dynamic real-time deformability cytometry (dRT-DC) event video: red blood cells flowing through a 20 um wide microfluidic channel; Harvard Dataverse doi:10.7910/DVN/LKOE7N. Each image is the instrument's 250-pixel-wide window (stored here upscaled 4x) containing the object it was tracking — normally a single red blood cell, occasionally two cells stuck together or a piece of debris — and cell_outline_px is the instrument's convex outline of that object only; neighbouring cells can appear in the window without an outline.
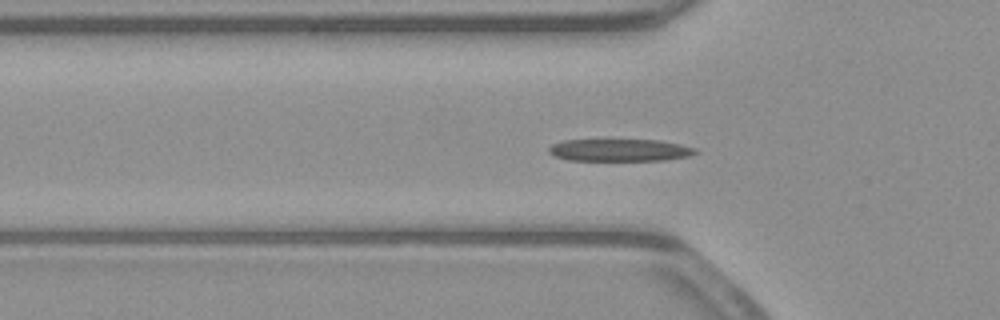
{"species": "common noctule bat (a hibernating species)", "species_latin": "Nyctalus noctula", "temperature_condition": "warm", "stored_images_in_passage": 38, "camera_frame_rate_fps": 3000, "um_per_image_px": 0.085, "animal": {"sex": "male", "body_mass_g": 23.1, "forearm_length_mm": 52.7}, "frame": {"image": 1, "passage_image": 2, "time_ms": 0.333, "image_size_px": [1000, 320], "cell_outline_px": [[696, 152], [688, 156], [664, 160], [568, 160], [556, 156], [548, 152], [548, 148], [552, 144], [564, 140], [660, 140], [680, 144], [696, 148]], "centroid_in_image_um": [52.66, 12.75], "position_along_channel_um": 73.1, "area_um2": 18.84}}
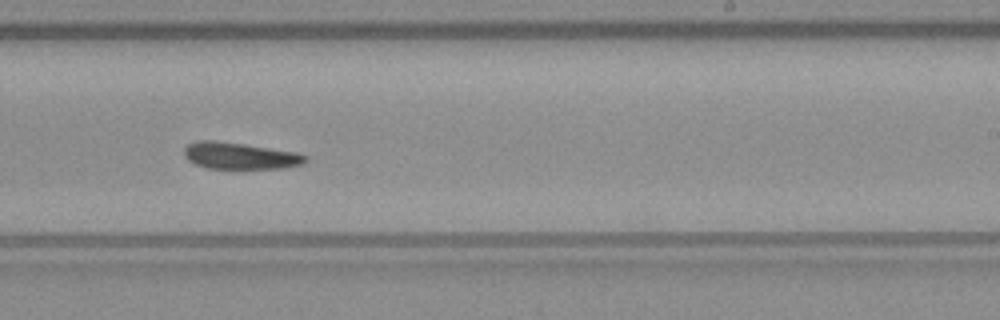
{"frame": {"image": 2, "passage_image": 17, "time_ms": 5.333, "image_size_px": [1000, 320], "cell_outline_px": [[308, 160], [304, 164], [284, 168], [208, 168], [196, 164], [188, 160], [184, 156], [184, 148], [188, 144], [196, 140], [216, 140], [244, 144], [296, 152], [308, 156]], "centroid_in_image_um": [20.4, 13.23], "position_along_channel_um": 268.6, "area_um2": 18.9}}
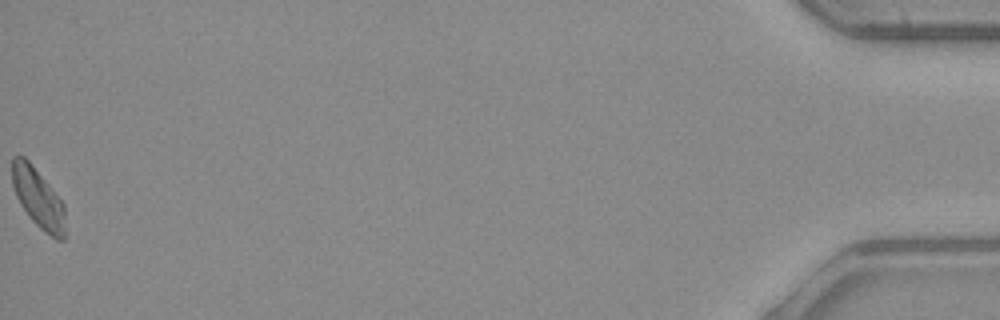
{"frame": {"image": 3, "passage_image": 38, "time_ms": 12.333, "image_size_px": [1000, 320], "cell_outline_px": [[64, 240], [56, 240], [40, 228], [32, 220], [20, 204], [16, 196], [12, 184], [12, 156], [24, 156], [28, 160], [52, 188], [64, 204]], "centroid_in_image_um": [3.23, 16.83], "position_along_channel_um": 432.0, "area_um2": 18.26}, "authors_computed_cell_mechanics": {"area_um2": 18.9584, "velocity_mm_per_s": 3.8901, "shape_relaxation_time_tau1_ms": 2.9697, "shape_relaxation_time_tau2_ms": 4.1666, "deformation_change_tau1": 0.1427, "deformation_change_tau2": 0.1295}}